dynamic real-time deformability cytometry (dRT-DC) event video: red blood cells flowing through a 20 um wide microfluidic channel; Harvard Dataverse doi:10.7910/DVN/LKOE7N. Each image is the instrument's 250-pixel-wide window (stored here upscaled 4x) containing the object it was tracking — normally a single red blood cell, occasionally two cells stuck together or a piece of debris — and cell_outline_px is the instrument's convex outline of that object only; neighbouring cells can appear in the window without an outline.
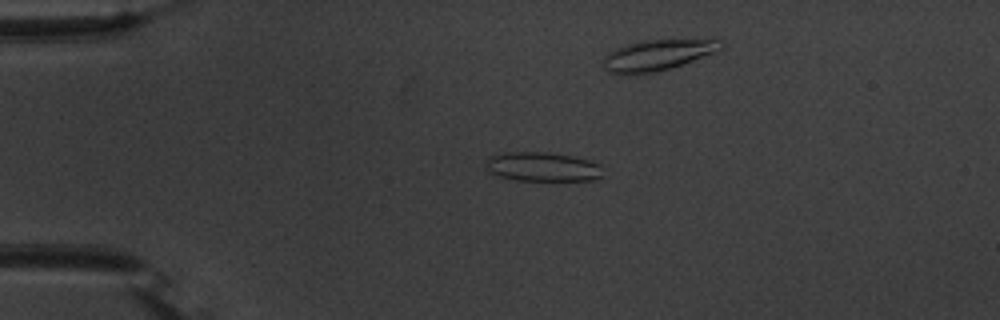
{"species": "common noctule bat (a hibernating species)", "species_latin": "Nyctalus noctula", "temperature_condition": "warm", "stored_images_in_passage": 56, "camera_frame_rate_fps": 3000, "um_per_image_px": 0.085, "animal": {"sex": "male", "body_mass_g": 20.1, "forearm_length_mm": 53.5}, "frame": {"image": 1, "passage_image": 13, "time_ms": 4.0, "image_size_px": [1000, 320], "cell_outline_px": [[604, 176], [592, 180], [516, 180], [500, 176], [488, 172], [488, 156], [504, 152], [548, 152], [572, 156], [588, 160], [600, 164]], "centroid_in_image_um": [46.14, 14.17], "position_along_channel_um": 38.9, "area_um2": 19.88}}
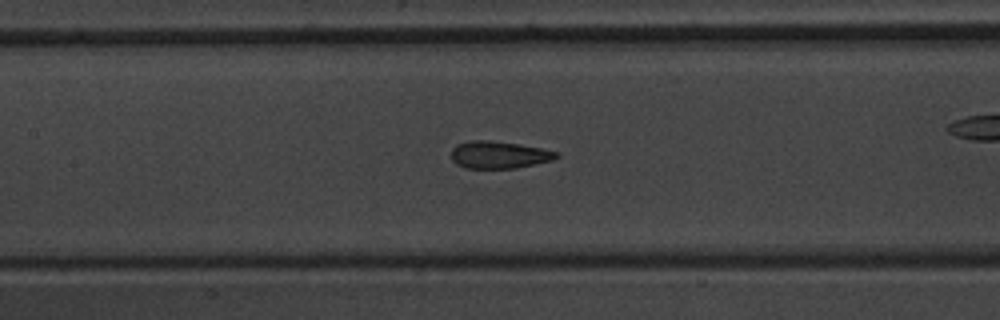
{"frame": {"image": 2, "passage_image": 26, "time_ms": 8.333, "image_size_px": [1000, 320], "cell_outline_px": [[560, 156], [552, 160], [516, 168], [464, 168], [456, 164], [452, 160], [452, 148], [456, 144], [472, 140], [488, 140], [520, 144], [560, 152]], "centroid_in_image_um": [42.41, 13.15], "position_along_channel_um": 165.0, "area_um2": 16.76}}
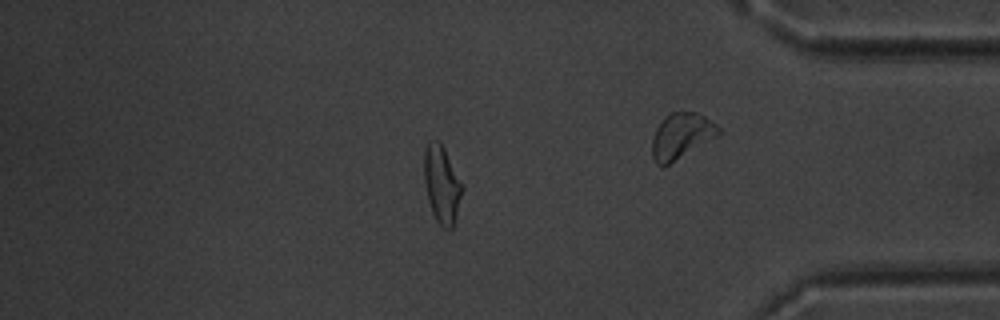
{"frame": {"image": 3, "passage_image": 47, "time_ms": 15.333, "image_size_px": [1000, 320], "cell_outline_px": [[464, 188], [452, 228], [444, 228], [436, 220], [432, 212], [428, 200], [424, 180], [424, 152], [428, 140], [440, 140]], "centroid_in_image_um": [37.54, 15.64], "position_along_channel_um": 397.7, "area_um2": 17.05}, "authors_computed_cell_mechanics": {"area_um2": 17.4556, "velocity_mm_per_s": 3.7341, "shape_relaxation_time_tau1_ms": 6.387, "shape_relaxation_time_tau2_ms": 1.3759, "deformation_change_tau1": 0.1878, "deformation_change_tau2": 0.1021}}